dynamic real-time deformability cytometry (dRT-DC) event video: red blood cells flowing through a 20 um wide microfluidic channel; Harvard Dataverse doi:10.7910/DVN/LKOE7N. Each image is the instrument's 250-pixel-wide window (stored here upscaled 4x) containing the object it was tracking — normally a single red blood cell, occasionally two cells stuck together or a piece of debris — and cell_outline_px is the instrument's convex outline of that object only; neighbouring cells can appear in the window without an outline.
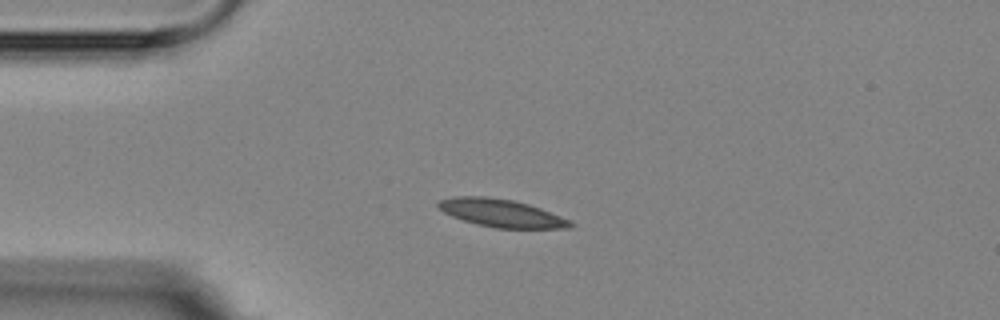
{"species": "Egyptian fruit bat (a non-hibernating species)", "species_latin": "Rousettus aegyptiacus", "temperature_condition": "room temperature", "stored_images_in_passage": 6, "camera_frame_rate_fps": 3000, "um_per_image_px": 0.085, "animal": {"sex": "female"}, "frame": {"image": 1, "passage_image": 3, "time_ms": 3.333, "image_size_px": [1000, 320], "cell_outline_px": [[576, 224], [572, 228], [496, 228], [476, 224], [452, 216], [444, 212], [436, 204], [440, 200], [452, 196], [484, 196], [512, 200], [528, 204], [540, 208], [572, 220]], "centroid_in_image_um": [42.65, 18.11], "position_along_channel_um": 42.3, "area_um2": 21.44}}
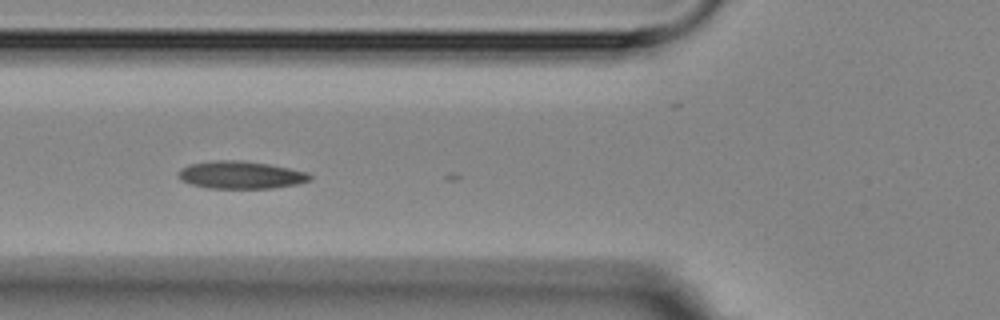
{"frame": {"image": 2, "passage_image": 5, "time_ms": 5.667, "image_size_px": [1000, 320], "cell_outline_px": [[312, 180], [296, 184], [272, 188], [208, 188], [192, 184], [180, 180], [176, 176], [176, 172], [180, 168], [188, 164], [212, 160], [240, 160], [268, 164], [308, 172], [312, 176]], "centroid_in_image_um": [20.41, 14.86], "position_along_channel_um": 105.4, "area_um2": 21.33}}